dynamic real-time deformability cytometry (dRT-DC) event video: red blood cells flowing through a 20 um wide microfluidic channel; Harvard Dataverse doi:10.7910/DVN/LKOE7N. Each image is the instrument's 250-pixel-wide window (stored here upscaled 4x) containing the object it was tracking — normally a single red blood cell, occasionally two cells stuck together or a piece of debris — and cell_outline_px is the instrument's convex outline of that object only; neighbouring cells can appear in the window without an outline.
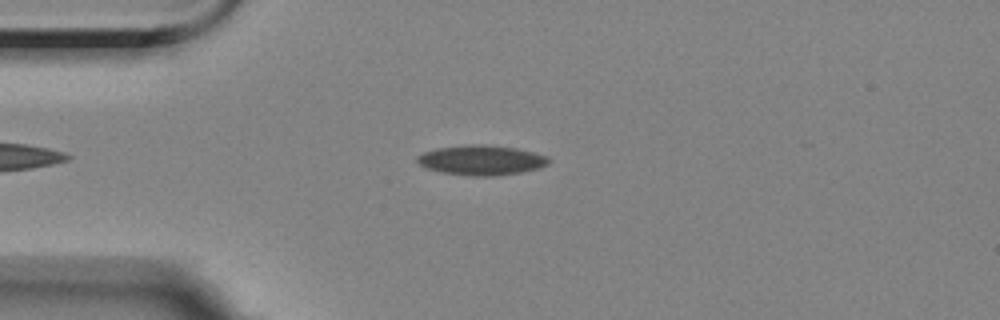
{"species": "Egyptian fruit bat (a non-hibernating species)", "species_latin": "Rousettus aegyptiacus", "temperature_condition": "room temperature", "stored_images_in_passage": 40, "camera_frame_rate_fps": 3000, "um_per_image_px": 0.085, "animal": {"sex": "female"}, "frame": {"image": 1, "passage_image": 6, "time_ms": 1.667, "image_size_px": [1000, 320], "cell_outline_px": [[552, 160], [548, 164], [540, 168], [520, 172], [492, 176], [468, 176], [440, 172], [424, 168], [416, 160], [416, 156], [424, 152], [436, 148], [468, 144], [484, 144], [516, 148], [548, 156]], "centroid_in_image_um": [40.9, 13.61], "position_along_channel_um": 44.1, "area_um2": 23.12}}
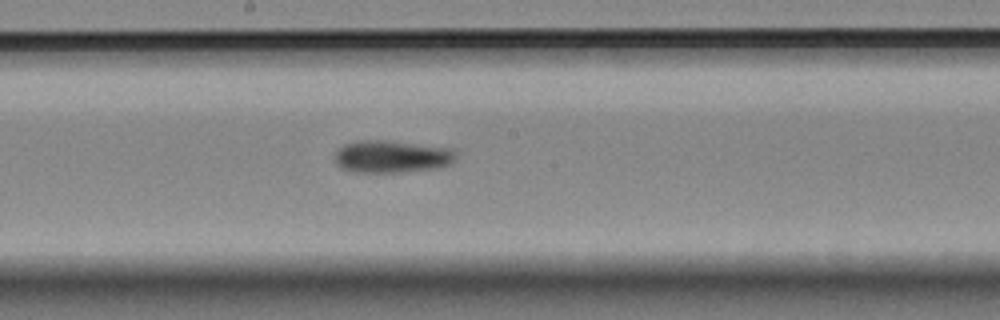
{"frame": {"image": 2, "passage_image": 22, "time_ms": 7.0, "image_size_px": [1000, 320], "cell_outline_px": [[456, 156], [448, 164], [436, 168], [400, 172], [356, 172], [340, 168], [336, 164], [336, 152], [344, 144], [356, 140], [388, 140], [452, 148], [456, 152]], "centroid_in_image_um": [33.28, 13.29], "position_along_channel_um": 214.9, "area_um2": 22.83}}
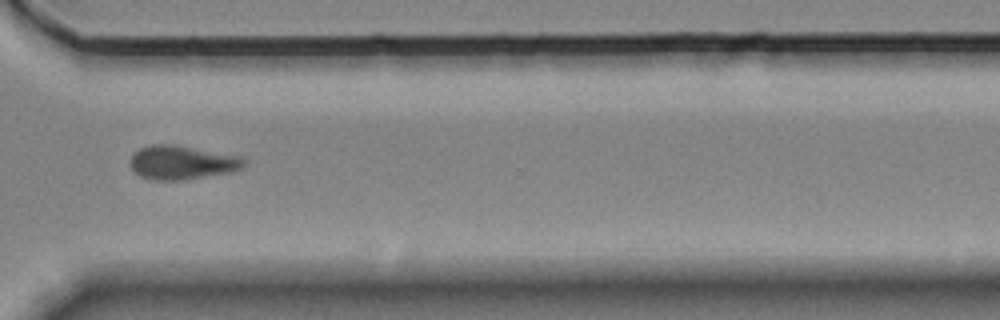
{"frame": {"image": 3, "passage_image": 34, "time_ms": 11.0, "image_size_px": [1000, 320], "cell_outline_px": [[244, 164], [240, 168], [228, 172], [180, 180], [152, 180], [140, 176], [132, 168], [132, 152], [140, 148], [152, 144], [172, 144], [240, 156], [244, 160]], "centroid_in_image_um": [15.42, 13.8], "position_along_channel_um": 355.2, "area_um2": 21.96}, "authors_computed_cell_mechanics": {"area_um2": 22.2241, "velocity_mm_per_s": 3.5135, "shape_relaxation_time_tau1_ms": null, "shape_relaxation_time_tau2_ms": 8.1269, "deformation_change_tau1": null, "deformation_change_tau2": 0.135}}